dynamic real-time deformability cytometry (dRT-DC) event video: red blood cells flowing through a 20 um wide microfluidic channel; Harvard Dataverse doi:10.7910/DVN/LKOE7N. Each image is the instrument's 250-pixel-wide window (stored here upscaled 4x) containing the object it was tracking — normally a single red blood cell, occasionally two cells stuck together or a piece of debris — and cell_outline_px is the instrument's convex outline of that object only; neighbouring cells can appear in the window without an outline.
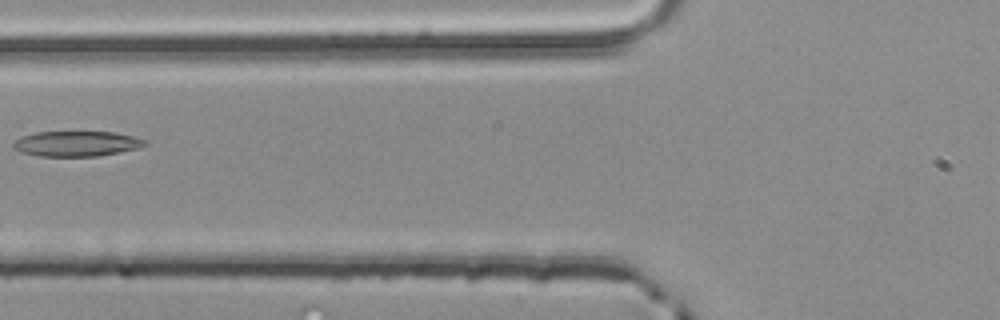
{"species": "common noctule bat (a hibernating species)", "species_latin": "Nyctalus noctula", "temperature_condition": "room temperature", "stored_images_in_passage": 3, "camera_frame_rate_fps": 3000, "um_per_image_px": 0.085, "animal": {"sex": "male", "body_mass_g": 20.4}, "frame": {"image": 1, "passage_image": 3, "time_ms": 0.667, "image_size_px": [1000, 320], "cell_outline_px": [[148, 144], [140, 148], [120, 152], [96, 156], [40, 156], [20, 152], [12, 148], [12, 144], [20, 136], [36, 132], [116, 132], [148, 140]], "centroid_in_image_um": [6.52, 12.21], "position_along_channel_um": 119.3, "area_um2": 19.54}}